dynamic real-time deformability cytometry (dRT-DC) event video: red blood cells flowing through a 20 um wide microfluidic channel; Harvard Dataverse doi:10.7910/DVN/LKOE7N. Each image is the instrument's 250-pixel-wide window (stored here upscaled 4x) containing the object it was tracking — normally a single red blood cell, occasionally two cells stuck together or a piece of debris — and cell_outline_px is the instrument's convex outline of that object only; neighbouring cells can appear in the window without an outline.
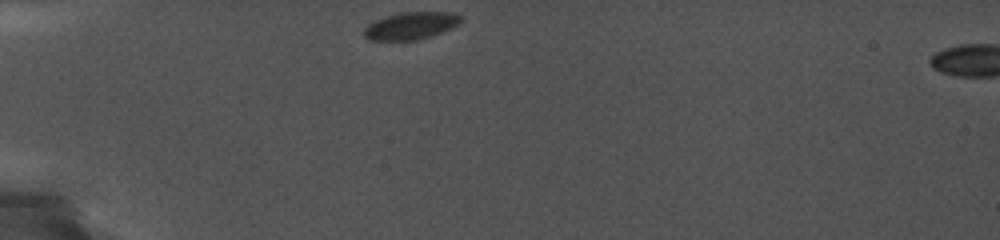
{"species": "common noctule bat (a hibernating species)", "species_latin": "Nyctalus noctula", "temperature_condition": "cold", "stored_images_in_passage": 45, "camera_frame_rate_fps": 5000, "um_per_image_px": 0.085, "animal": {"sex": "female", "body_mass_g": 19.0, "forearm_length_mm": 56.7}, "frame": {"image": 1, "passage_image": 1, "time_ms": 0.0, "image_size_px": [1000, 240], "cell_outline_px": [[460, 20], [456, 24], [440, 32], [428, 36], [412, 40], [368, 40], [364, 36], [364, 28], [368, 24], [376, 20], [400, 12], [452, 12], [460, 16]], "centroid_in_image_um": [34.85, 2.18], "position_along_channel_um": 50.2, "area_um2": 14.91}}
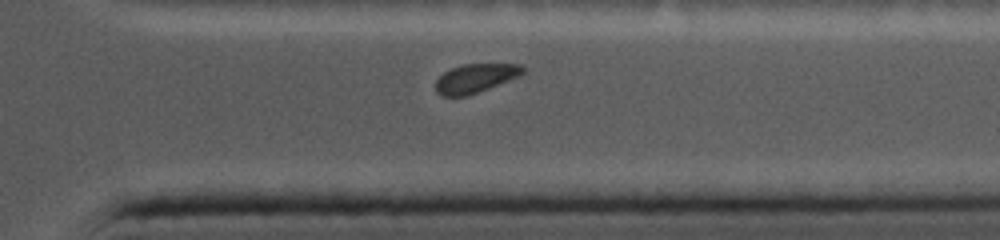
{"frame": {"image": 2, "passage_image": 35, "time_ms": 9.4, "image_size_px": [1000, 240], "cell_outline_px": [[524, 72], [520, 76], [468, 96], [440, 96], [436, 92], [436, 80], [444, 72], [452, 68], [464, 64], [520, 64], [524, 68]], "centroid_in_image_um": [40.4, 6.66], "position_along_channel_um": 371.0, "area_um2": 14.62}}
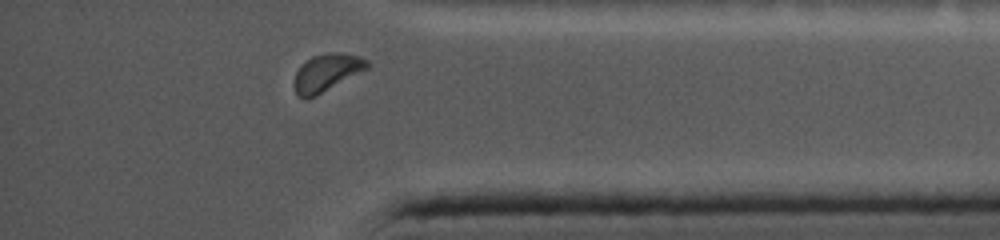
{"frame": {"image": 3, "passage_image": 40, "time_ms": 10.4, "image_size_px": [1000, 240], "cell_outline_px": [[372, 64], [368, 68], [316, 96], [308, 100], [304, 100], [296, 96], [292, 84], [296, 72], [300, 64], [312, 56], [328, 52], [336, 52], [356, 56], [368, 60]], "centroid_in_image_um": [27.7, 6.2], "position_along_channel_um": 407.5, "area_um2": 16.24}}